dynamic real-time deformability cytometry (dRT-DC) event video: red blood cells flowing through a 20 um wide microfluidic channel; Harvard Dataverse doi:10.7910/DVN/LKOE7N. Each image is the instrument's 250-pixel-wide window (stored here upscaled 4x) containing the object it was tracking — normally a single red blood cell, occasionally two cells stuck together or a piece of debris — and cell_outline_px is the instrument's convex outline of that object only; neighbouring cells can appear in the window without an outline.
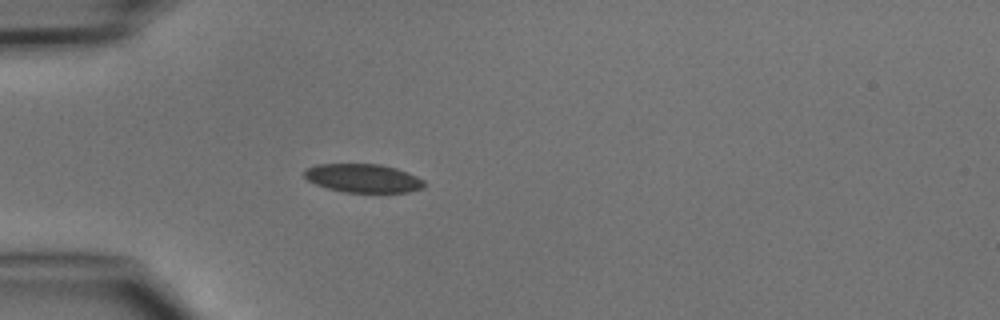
{"species": "common noctule bat (a hibernating species)", "species_latin": "Nyctalus noctula", "temperature_condition": "cold", "stored_images_in_passage": 3, "camera_frame_rate_fps": 3000, "um_per_image_px": 0.085, "animal": {"sex": "male", "body_mass_g": 15.6}, "frame": {"image": 1, "passage_image": 3, "time_ms": 2.333, "image_size_px": [1000, 320], "cell_outline_px": [[424, 188], [408, 192], [344, 192], [328, 188], [316, 184], [308, 180], [304, 176], [304, 168], [316, 164], [380, 164], [396, 168], [408, 172], [424, 180]], "centroid_in_image_um": [30.86, 15.14], "position_along_channel_um": 54.1, "area_um2": 20.0}}